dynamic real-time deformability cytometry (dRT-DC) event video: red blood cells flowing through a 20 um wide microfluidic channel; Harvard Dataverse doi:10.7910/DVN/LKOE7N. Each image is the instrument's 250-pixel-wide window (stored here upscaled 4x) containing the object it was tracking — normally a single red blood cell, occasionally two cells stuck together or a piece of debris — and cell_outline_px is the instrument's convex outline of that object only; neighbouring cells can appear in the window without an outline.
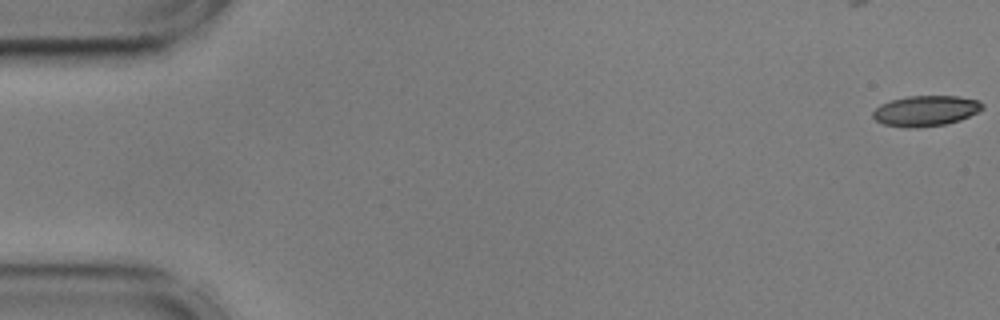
{"species": "common noctule bat (a hibernating species)", "species_latin": "Nyctalus noctula", "temperature_condition": "cold", "stored_images_in_passage": 56, "camera_frame_rate_fps": 3000, "um_per_image_px": 0.085, "animal": {"sex": "male", "body_mass_g": 17.9, "forearm_length_mm": 54.2}, "frame": {"image": 1, "passage_image": 1, "time_ms": 0.0, "image_size_px": [1000, 320], "cell_outline_px": [[984, 108], [960, 120], [944, 124], [916, 128], [904, 128], [884, 124], [876, 120], [872, 116], [872, 112], [880, 104], [892, 100], [908, 96], [956, 96], [980, 100], [984, 104]], "centroid_in_image_um": [78.68, 9.42], "position_along_channel_um": 6.3, "area_um2": 19.48}}
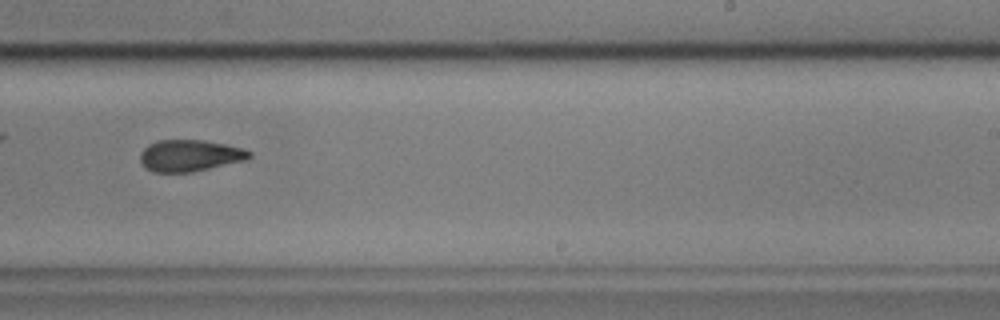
{"frame": {"image": 2, "passage_image": 35, "time_ms": 11.333, "image_size_px": [1000, 320], "cell_outline_px": [[252, 156], [248, 160], [192, 172], [152, 172], [144, 168], [140, 160], [140, 152], [148, 144], [160, 140], [204, 140], [244, 148], [252, 152]], "centroid_in_image_um": [16.15, 13.23], "position_along_channel_um": 272.9, "area_um2": 20.35}}
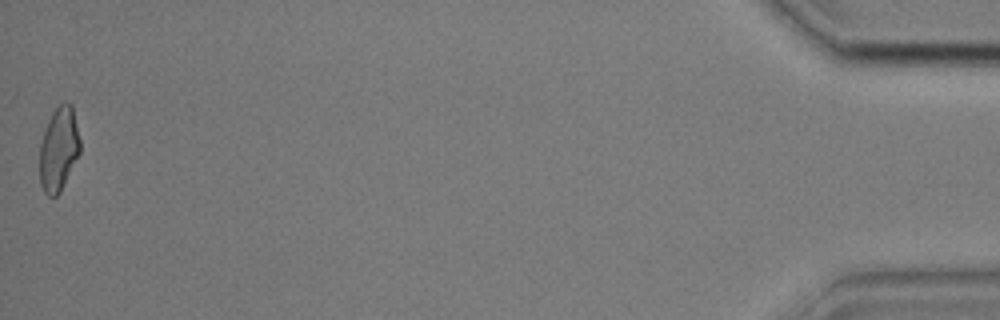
{"frame": {"image": 3, "passage_image": 56, "time_ms": 18.333, "image_size_px": [1000, 320], "cell_outline_px": [[80, 152], [60, 192], [56, 196], [48, 196], [44, 192], [40, 184], [40, 144], [48, 120], [52, 112], [64, 100], [68, 100], [72, 104], [80, 140]], "centroid_in_image_um": [5.0, 12.64], "position_along_channel_um": 430.2, "area_um2": 19.77}, "authors_computed_cell_mechanics": {"area_um2": 20.2878, "velocity_mm_per_s": 3.5951, "shape_relaxation_time_tau1_ms": 5.713, "shape_relaxation_time_tau2_ms": 2.9633, "deformation_change_tau1": 0.183, "deformation_change_tau2": 0.1041}}